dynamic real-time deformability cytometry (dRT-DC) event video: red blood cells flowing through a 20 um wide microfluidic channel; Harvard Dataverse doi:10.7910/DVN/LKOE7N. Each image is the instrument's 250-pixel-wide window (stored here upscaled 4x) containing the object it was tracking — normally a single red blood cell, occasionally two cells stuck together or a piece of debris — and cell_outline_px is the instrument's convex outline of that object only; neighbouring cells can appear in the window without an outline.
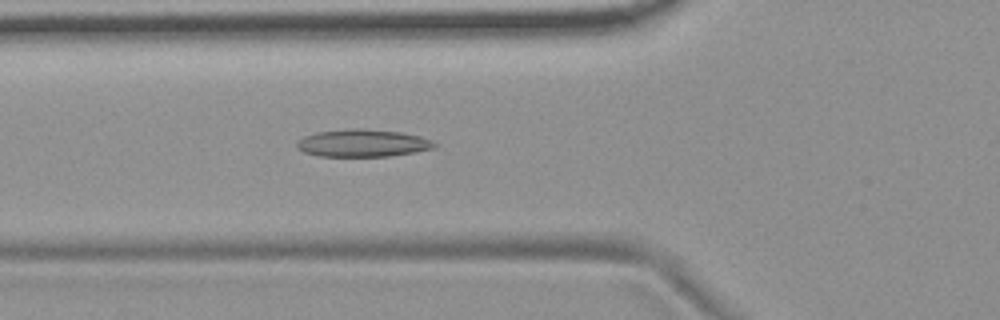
{"species": "common noctule bat (a hibernating species)", "species_latin": "Nyctalus noctula", "temperature_condition": "room temperature", "stored_images_in_passage": 42, "camera_frame_rate_fps": 3000, "um_per_image_px": 0.085, "animal": {"sex": "female", "body_mass_g": 19.9}, "frame": {"image": 1, "passage_image": 13, "time_ms": 4.0, "image_size_px": [1000, 320], "cell_outline_px": [[436, 148], [416, 152], [388, 156], [320, 156], [304, 152], [296, 148], [296, 144], [304, 136], [316, 132], [348, 128], [364, 128], [400, 132], [420, 136], [432, 140], [436, 144]], "centroid_in_image_um": [30.84, 12.16], "position_along_channel_um": 95.0, "area_um2": 22.14}}
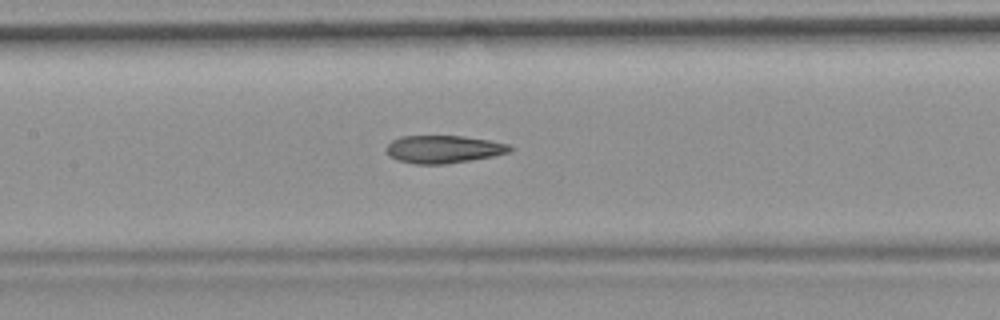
{"frame": {"image": 2, "passage_image": 19, "time_ms": 6.0, "image_size_px": [1000, 320], "cell_outline_px": [[516, 148], [508, 152], [492, 156], [444, 164], [416, 164], [396, 160], [388, 156], [384, 148], [392, 140], [400, 136], [464, 136], [488, 140], [508, 144]], "centroid_in_image_um": [37.65, 12.68], "position_along_channel_um": 169.8, "area_um2": 20.0}}
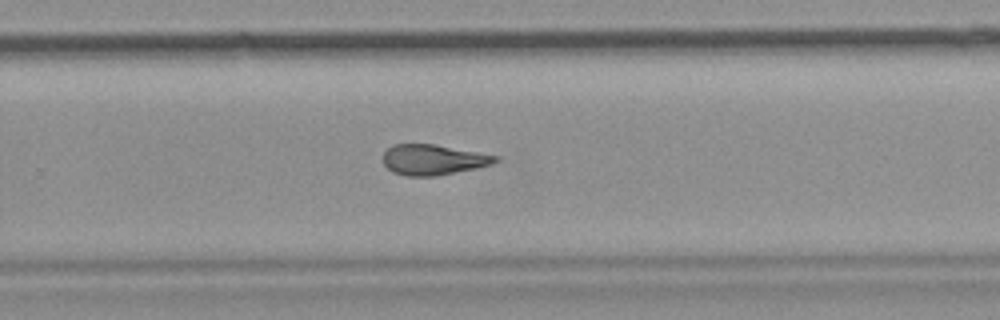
{"frame": {"image": 3, "passage_image": 29, "time_ms": 9.333, "image_size_px": [1000, 320], "cell_outline_px": [[500, 160], [492, 164], [476, 168], [436, 176], [408, 176], [392, 172], [384, 164], [384, 152], [392, 144], [432, 144], [500, 156]], "centroid_in_image_um": [36.83, 13.58], "position_along_channel_um": 293.0, "area_um2": 19.83}, "authors_computed_cell_mechanics": {"area_um2": 20.6924, "velocity_mm_per_s": 3.7228, "shape_relaxation_time_tau1_ms": null, "shape_relaxation_time_tau2_ms": 2.9292, "deformation_change_tau1": null, "deformation_change_tau2": 0.1111}}